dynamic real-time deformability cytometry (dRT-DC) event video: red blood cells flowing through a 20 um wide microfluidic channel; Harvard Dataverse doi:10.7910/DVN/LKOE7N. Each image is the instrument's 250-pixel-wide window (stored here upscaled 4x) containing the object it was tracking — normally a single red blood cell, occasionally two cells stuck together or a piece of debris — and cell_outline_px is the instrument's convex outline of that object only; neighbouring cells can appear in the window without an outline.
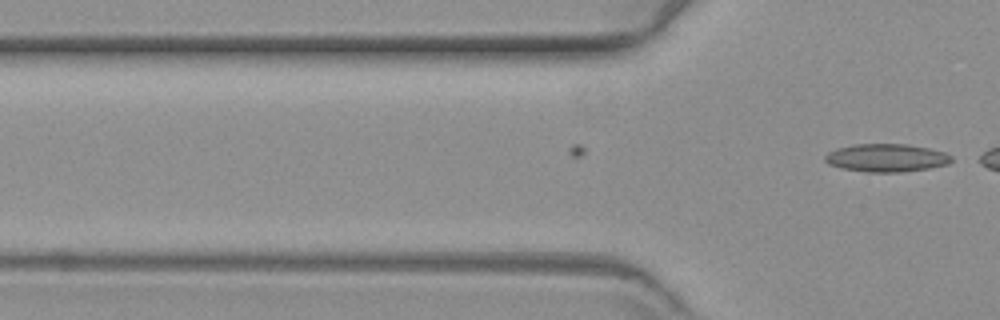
{"species": "common noctule bat (a hibernating species)", "species_latin": "Nyctalus noctula", "temperature_condition": "warm", "stored_images_in_passage": 3, "camera_frame_rate_fps": 3000, "um_per_image_px": 0.085, "animal": {"sex": "female", "body_mass_g": 19.3, "forearm_length_mm": 54.1}, "frame": {"image": 1, "passage_image": 3, "time_ms": 0.667, "image_size_px": [1000, 320], "cell_outline_px": [[952, 160], [948, 164], [928, 168], [900, 172], [868, 172], [844, 168], [828, 164], [824, 160], [824, 156], [828, 152], [836, 148], [852, 144], [908, 144], [928, 148], [944, 152], [952, 156]], "centroid_in_image_um": [75.32, 13.41], "position_along_channel_um": 50.5, "area_um2": 20.58}}